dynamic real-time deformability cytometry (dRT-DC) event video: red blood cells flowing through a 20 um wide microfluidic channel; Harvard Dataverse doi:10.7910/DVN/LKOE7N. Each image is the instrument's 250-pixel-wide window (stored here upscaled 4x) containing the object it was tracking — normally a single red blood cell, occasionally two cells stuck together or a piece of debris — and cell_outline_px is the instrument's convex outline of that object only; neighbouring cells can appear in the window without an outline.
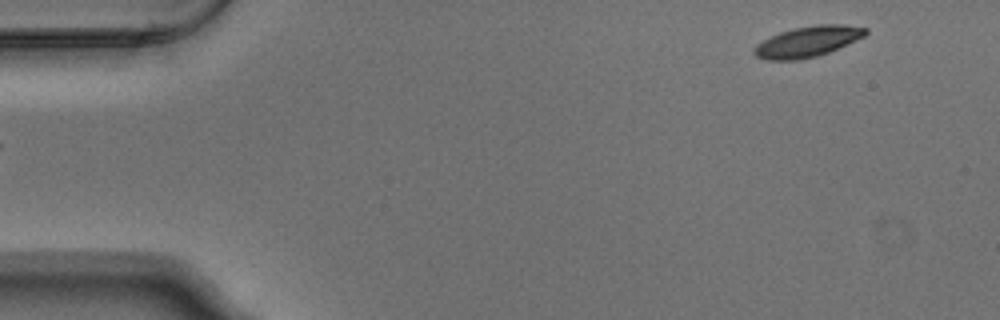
{"species": "Egyptian fruit bat (a non-hibernating species)", "species_latin": "Rousettus aegyptiacus", "temperature_condition": "warm", "stored_images_in_passage": 5, "segment_of_instrument_passage": [2, 2], "camera_frame_rate_fps": 3000, "um_per_image_px": 0.085, "animal": {"sex": "male"}, "frame": {"image": 1, "passage_image": 5, "time_ms": 1.333, "image_size_px": [1000, 320], "cell_outline_px": [[868, 32], [864, 36], [856, 40], [828, 52], [816, 56], [800, 60], [768, 60], [756, 56], [752, 52], [752, 48], [756, 44], [780, 32], [796, 28], [816, 24], [844, 24], [868, 28]], "centroid_in_image_um": [68.64, 3.53], "position_along_channel_um": 16.4, "area_um2": 19.83}}